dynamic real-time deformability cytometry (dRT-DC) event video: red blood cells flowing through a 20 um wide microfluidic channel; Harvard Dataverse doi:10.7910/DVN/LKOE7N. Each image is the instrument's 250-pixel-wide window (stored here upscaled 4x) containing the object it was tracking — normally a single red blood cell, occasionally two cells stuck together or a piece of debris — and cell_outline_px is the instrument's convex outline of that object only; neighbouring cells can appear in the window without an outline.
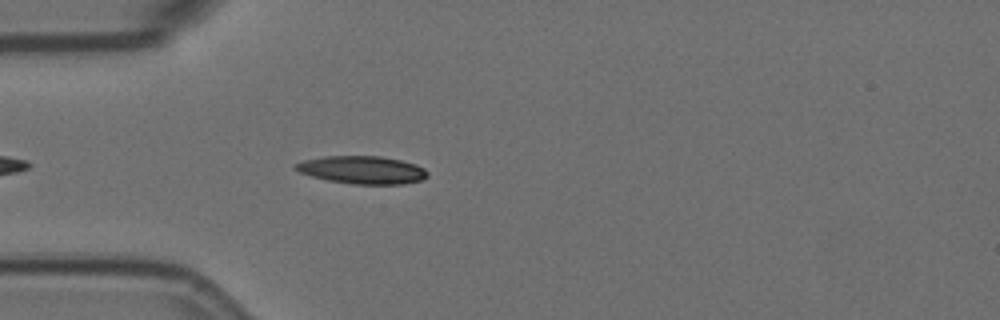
{"species": "Egyptian fruit bat (a non-hibernating species)", "species_latin": "Rousettus aegyptiacus", "temperature_condition": "room temperature", "stored_images_in_passage": 46, "camera_frame_rate_fps": 3000, "um_per_image_px": 0.085, "animal": {"sex": "female"}, "frame": {"image": 1, "passage_image": 5, "time_ms": 1.333, "image_size_px": [1000, 320], "cell_outline_px": [[428, 176], [424, 180], [404, 184], [352, 184], [328, 180], [312, 176], [300, 172], [292, 168], [292, 164], [304, 160], [324, 156], [380, 156], [400, 160], [416, 164], [424, 168], [428, 172]], "centroid_in_image_um": [30.8, 14.44], "position_along_channel_um": 54.2, "area_um2": 21.56}}
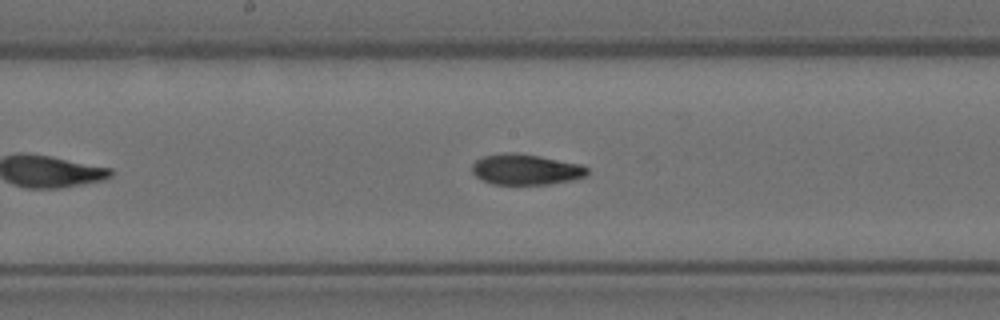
{"frame": {"image": 2, "passage_image": 18, "time_ms": 5.667, "image_size_px": [1000, 320], "cell_outline_px": [[588, 176], [572, 180], [548, 184], [492, 184], [480, 180], [472, 172], [472, 164], [480, 156], [504, 152], [516, 152], [540, 156], [580, 164], [588, 168]], "centroid_in_image_um": [44.66, 14.39], "position_along_channel_um": 203.5, "area_um2": 20.87}}
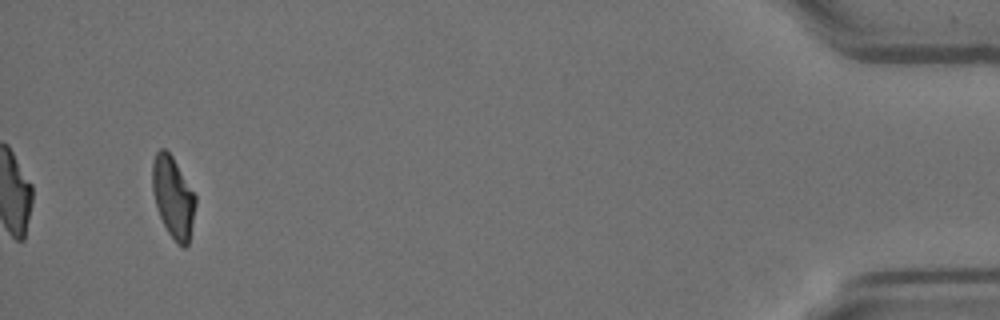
{"frame": {"image": 3, "passage_image": 43, "time_ms": 14.0, "image_size_px": [1000, 320], "cell_outline_px": [[196, 204], [188, 244], [184, 248], [176, 244], [168, 232], [156, 208], [152, 192], [152, 164], [156, 152], [160, 148], [164, 148], [172, 156], [196, 196]], "centroid_in_image_um": [14.7, 16.77], "position_along_channel_um": 420.5, "area_um2": 20.4}, "authors_computed_cell_mechanics": {"area_um2": 20.8947, "velocity_mm_per_s": 3.5756, "shape_relaxation_time_tau1_ms": 6.1525, "shape_relaxation_time_tau2_ms": 3.0391, "deformation_change_tau1": 0.1768, "deformation_change_tau2": 0.0913}}